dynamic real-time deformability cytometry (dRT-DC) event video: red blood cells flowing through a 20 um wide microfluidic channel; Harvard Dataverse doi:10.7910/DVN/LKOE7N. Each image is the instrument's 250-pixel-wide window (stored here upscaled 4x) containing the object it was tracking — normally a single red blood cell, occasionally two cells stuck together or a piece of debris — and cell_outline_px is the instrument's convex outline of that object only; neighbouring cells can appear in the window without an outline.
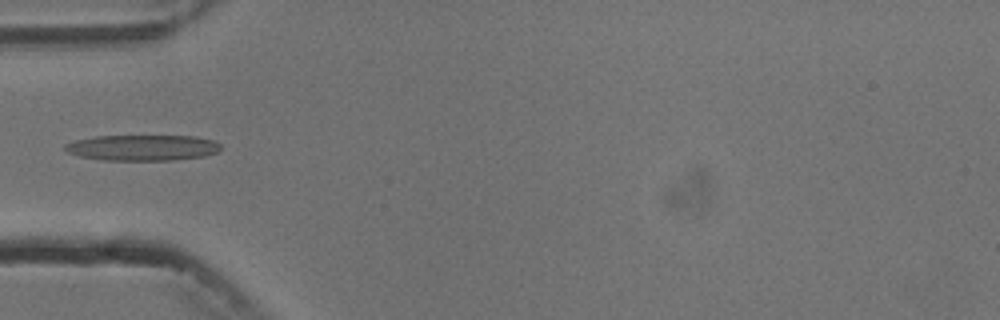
{"species": "common noctule bat (a hibernating species)", "species_latin": "Nyctalus noctula", "temperature_condition": "cold", "stored_images_in_passage": 5, "camera_frame_rate_fps": 3000, "um_per_image_px": 0.085, "animal": {"sex": "male", "body_mass_g": 13.3}, "frame": {"image": 1, "passage_image": 5, "time_ms": 4.667, "image_size_px": [1000, 320], "cell_outline_px": [[220, 148], [216, 152], [204, 156], [172, 160], [104, 160], [80, 156], [68, 152], [64, 148], [64, 144], [76, 140], [96, 136], [196, 136], [212, 140], [220, 144]], "centroid_in_image_um": [12.1, 12.55], "position_along_channel_um": 72.9, "area_um2": 23.24}}